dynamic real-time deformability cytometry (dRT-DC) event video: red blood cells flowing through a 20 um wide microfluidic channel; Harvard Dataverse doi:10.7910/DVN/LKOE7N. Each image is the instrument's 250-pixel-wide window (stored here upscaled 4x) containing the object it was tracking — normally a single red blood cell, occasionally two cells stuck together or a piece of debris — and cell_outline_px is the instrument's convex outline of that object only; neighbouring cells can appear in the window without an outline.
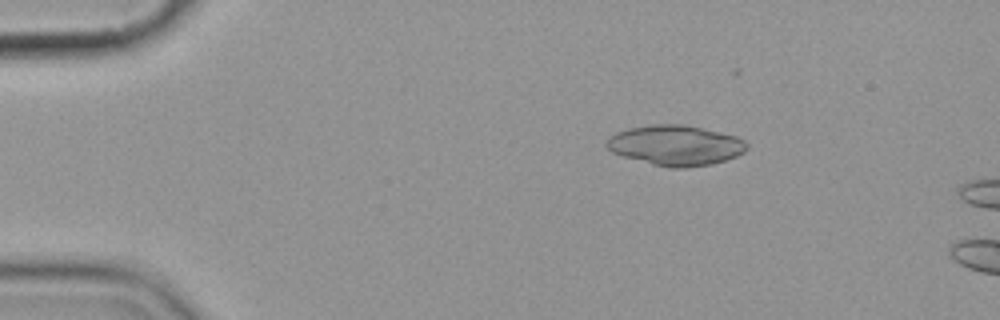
{"species": "common noctule bat (a hibernating species)", "species_latin": "Nyctalus noctula", "temperature_condition": "cold", "stored_images_in_passage": 4, "camera_frame_rate_fps": 3000, "um_per_image_px": 0.085, "animal": {"sex": "female", "body_mass_g": 19.9}, "frame": {"image": 1, "passage_image": 2, "time_ms": 2.0, "image_size_px": [1000, 320], "cell_outline_px": [[748, 148], [744, 152], [736, 156], [712, 164], [688, 168], [668, 168], [652, 164], [624, 156], [612, 152], [604, 144], [616, 132], [628, 128], [648, 124], [684, 124], [720, 132], [736, 136], [744, 140], [748, 144]], "centroid_in_image_um": [57.44, 12.35], "position_along_channel_um": 27.6, "area_um2": 32.95}}